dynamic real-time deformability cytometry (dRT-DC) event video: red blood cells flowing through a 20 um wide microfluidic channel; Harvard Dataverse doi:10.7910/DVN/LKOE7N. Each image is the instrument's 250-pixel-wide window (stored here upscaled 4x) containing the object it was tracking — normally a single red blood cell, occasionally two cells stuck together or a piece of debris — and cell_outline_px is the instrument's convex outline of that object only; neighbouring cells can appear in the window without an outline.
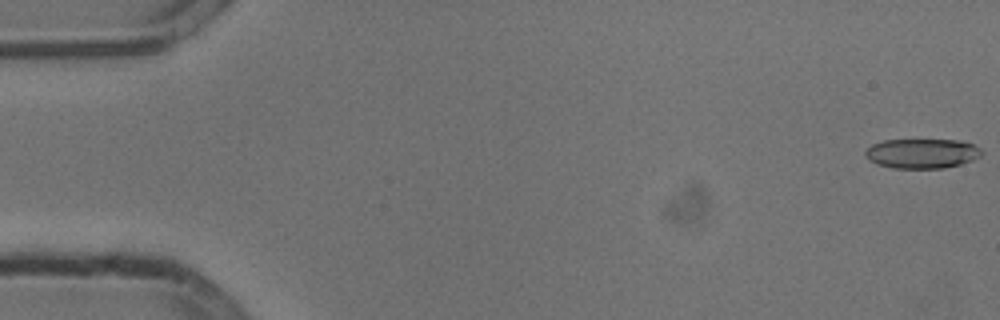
{"species": "common noctule bat (a hibernating species)", "species_latin": "Nyctalus noctula", "temperature_condition": "cold", "stored_images_in_passage": 54, "camera_frame_rate_fps": 3000, "um_per_image_px": 0.085, "animal": {"sex": "male", "body_mass_g": 13.3}, "frame": {"image": 1, "passage_image": 1, "time_ms": 0.0, "image_size_px": [1000, 320], "cell_outline_px": [[984, 152], [980, 156], [972, 160], [960, 164], [944, 168], [892, 168], [876, 164], [868, 160], [864, 156], [864, 152], [872, 144], [884, 140], [956, 140], [972, 144], [980, 148]], "centroid_in_image_um": [78.34, 13.05], "position_along_channel_um": 6.7, "area_um2": 20.17}}
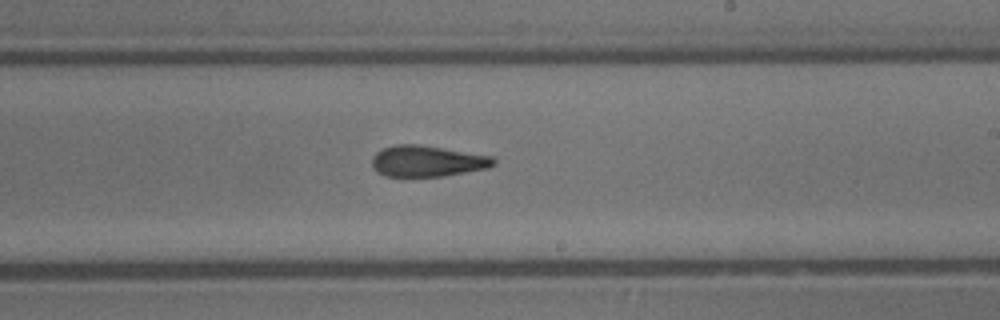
{"frame": {"image": 2, "passage_image": 32, "time_ms": 10.333, "image_size_px": [1000, 320], "cell_outline_px": [[496, 164], [488, 168], [444, 176], [384, 176], [376, 172], [372, 168], [372, 156], [376, 152], [384, 148], [396, 144], [416, 144], [492, 156], [496, 160]], "centroid_in_image_um": [36.29, 13.7], "position_along_channel_um": 252.7, "area_um2": 22.02}}
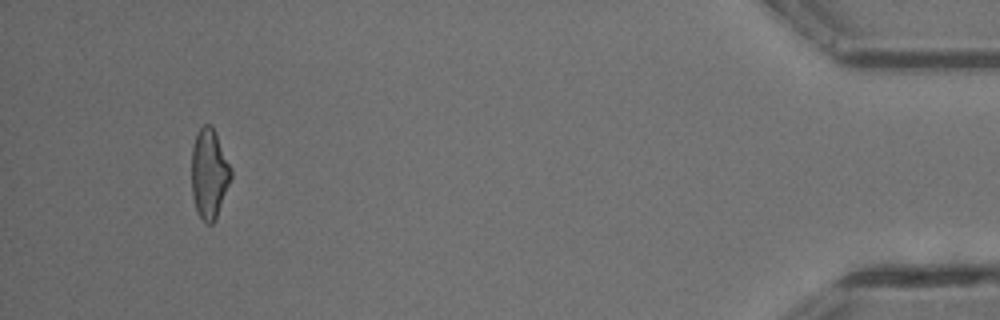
{"frame": {"image": 3, "passage_image": 51, "time_ms": 16.667, "image_size_px": [1000, 320], "cell_outline_px": [[232, 176], [216, 220], [212, 224], [204, 224], [196, 212], [192, 196], [192, 144], [200, 128], [204, 124], [208, 124], [216, 132], [232, 168]], "centroid_in_image_um": [17.79, 14.81], "position_along_channel_um": 417.4, "area_um2": 20.92}, "authors_computed_cell_mechanics": {"area_um2": 21.7906, "velocity_mm_per_s": 3.8121, "shape_relaxation_time_tau1_ms": 6.399, "shape_relaxation_time_tau2_ms": 3.7496, "deformation_change_tau1": 0.2036, "deformation_change_tau2": 0.1416}}